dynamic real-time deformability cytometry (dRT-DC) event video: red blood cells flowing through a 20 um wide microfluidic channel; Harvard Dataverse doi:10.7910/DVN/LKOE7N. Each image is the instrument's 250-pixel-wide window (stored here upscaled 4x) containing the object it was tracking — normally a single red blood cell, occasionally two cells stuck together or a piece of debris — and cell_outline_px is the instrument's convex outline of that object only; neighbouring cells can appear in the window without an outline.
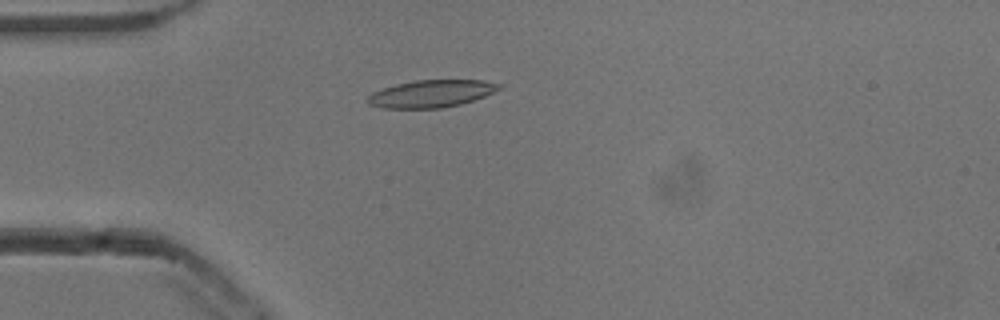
{"species": "common noctule bat (a hibernating species)", "species_latin": "Nyctalus noctula", "temperature_condition": "cold", "stored_images_in_passage": 52, "camera_frame_rate_fps": 3000, "um_per_image_px": 0.085, "animal": {"sex": "male", "body_mass_g": 13.3}, "frame": {"image": 1, "passage_image": 13, "time_ms": 4.0, "image_size_px": [1000, 320], "cell_outline_px": [[504, 88], [484, 96], [460, 104], [440, 108], [384, 108], [368, 104], [364, 100], [372, 92], [396, 84], [416, 80], [484, 80], [504, 84]], "centroid_in_image_um": [36.68, 7.95], "position_along_channel_um": 48.3, "area_um2": 21.04}}
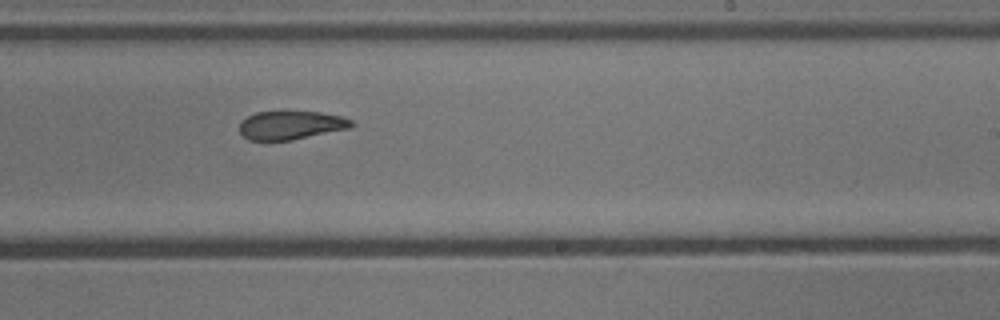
{"frame": {"image": 2, "passage_image": 31, "time_ms": 10.0, "image_size_px": [1000, 320], "cell_outline_px": [[356, 124], [352, 128], [292, 140], [248, 140], [240, 132], [240, 124], [248, 116], [256, 112], [284, 108], [320, 112], [340, 116], [352, 120]], "centroid_in_image_um": [24.76, 10.59], "position_along_channel_um": 264.2, "area_um2": 19.48}}
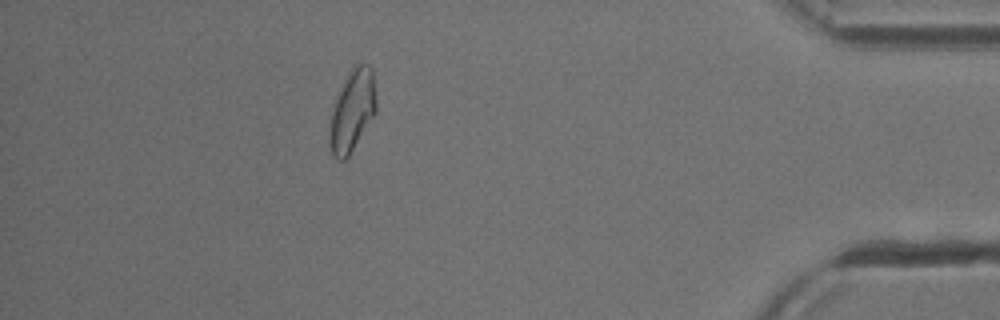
{"frame": {"image": 3, "passage_image": 46, "time_ms": 15.0, "image_size_px": [1000, 320], "cell_outline_px": [[376, 112], [348, 156], [344, 160], [336, 160], [332, 156], [328, 144], [328, 136], [332, 104], [352, 64], [368, 64], [372, 68], [376, 100]], "centroid_in_image_um": [29.9, 9.4], "position_along_channel_um": 405.3, "area_um2": 22.48}, "authors_computed_cell_mechanics": {"area_um2": 21.0681, "velocity_mm_per_s": 3.8305, "shape_relaxation_time_tau1_ms": 8.046, "shape_relaxation_time_tau2_ms": 3.8023, "deformation_change_tau1": 0.1932, "deformation_change_tau2": 0.0879}}